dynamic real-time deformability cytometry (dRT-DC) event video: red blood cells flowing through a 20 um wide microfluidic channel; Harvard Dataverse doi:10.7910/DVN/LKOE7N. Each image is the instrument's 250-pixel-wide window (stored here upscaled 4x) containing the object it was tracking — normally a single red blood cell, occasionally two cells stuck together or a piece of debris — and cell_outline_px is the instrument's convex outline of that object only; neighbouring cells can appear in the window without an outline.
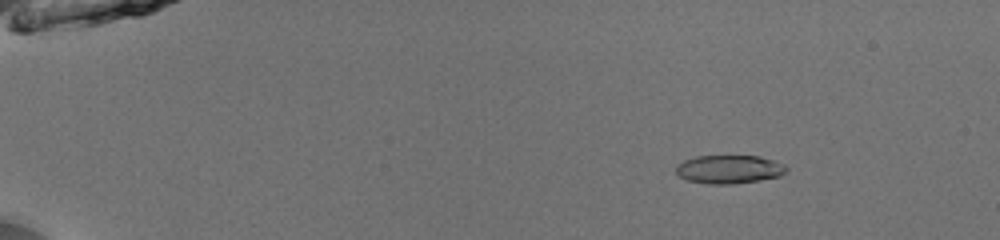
{"species": "common noctule bat (a hibernating species)", "species_latin": "Nyctalus noctula", "temperature_condition": "room temperature", "stored_images_in_passage": 53, "camera_frame_rate_fps": 3000, "um_per_image_px": 0.085, "animal": {"sex": "male", "body_mass_g": 13.0, "forearm_length_mm": 53.1}, "frame": {"image": 1, "passage_image": 9, "time_ms": 2.667, "image_size_px": [1000, 240], "cell_outline_px": [[788, 172], [780, 176], [760, 180], [732, 184], [708, 184], [688, 180], [680, 176], [676, 172], [676, 164], [684, 160], [696, 156], [760, 156], [784, 164], [788, 168]], "centroid_in_image_um": [61.99, 14.39], "position_along_channel_um": 23.0, "area_um2": 18.38}}
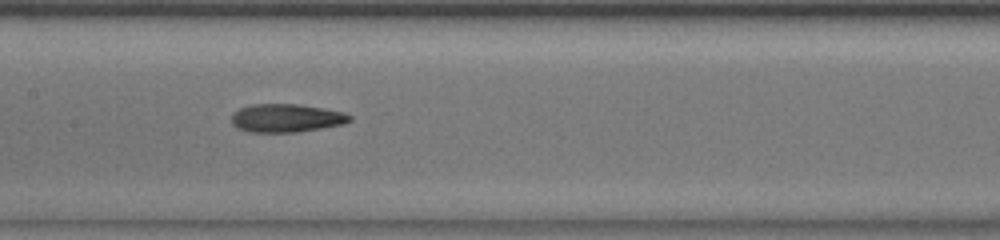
{"frame": {"image": 2, "passage_image": 29, "time_ms": 9.333, "image_size_px": [1000, 240], "cell_outline_px": [[352, 120], [344, 124], [296, 132], [252, 132], [240, 128], [232, 124], [232, 112], [240, 108], [252, 104], [296, 104], [324, 108], [344, 112], [352, 116]], "centroid_in_image_um": [24.36, 10.02], "position_along_channel_um": 183.0, "area_um2": 19.42}}
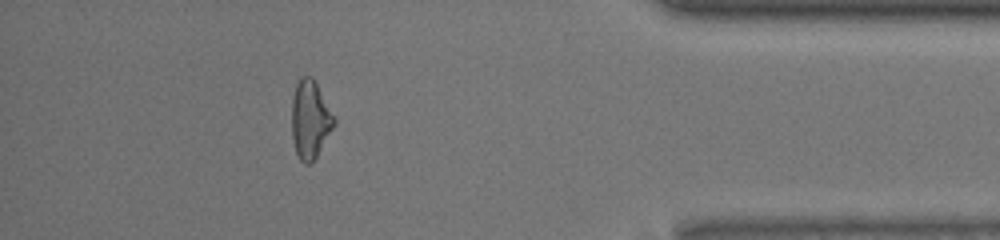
{"frame": {"image": 3, "passage_image": 48, "time_ms": 15.667, "image_size_px": [1000, 240], "cell_outline_px": [[336, 124], [312, 164], [304, 164], [300, 160], [296, 152], [292, 136], [292, 96], [296, 84], [300, 76], [312, 76], [336, 120]], "centroid_in_image_um": [26.36, 10.17], "position_along_channel_um": 408.8, "area_um2": 19.31}, "authors_computed_cell_mechanics": {"area_um2": 19.1318, "velocity_mm_per_s": 4.0389, "shape_relaxation_time_tau1_ms": null, "shape_relaxation_time_tau2_ms": 2.7147, "deformation_change_tau1": null, "deformation_change_tau2": 0.091}}